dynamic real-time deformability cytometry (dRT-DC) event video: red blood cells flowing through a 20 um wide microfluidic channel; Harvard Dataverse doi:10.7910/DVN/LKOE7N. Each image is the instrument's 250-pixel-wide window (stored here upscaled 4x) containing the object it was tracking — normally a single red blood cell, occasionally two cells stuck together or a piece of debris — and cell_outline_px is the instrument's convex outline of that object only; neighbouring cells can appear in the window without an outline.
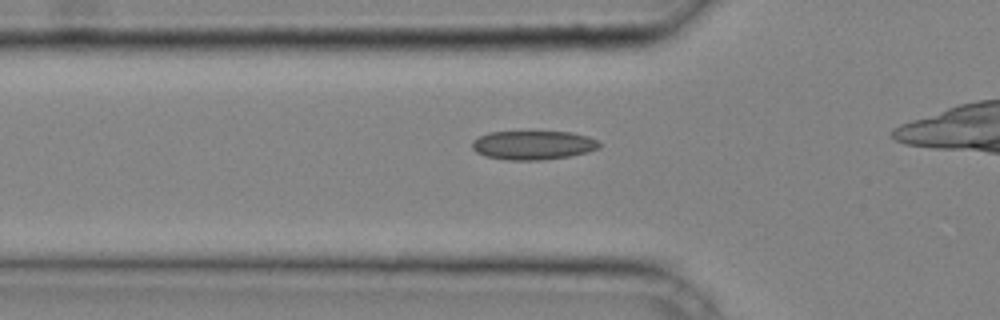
{"species": "common noctule bat (a hibernating species)", "species_latin": "Nyctalus noctula", "temperature_condition": "cold", "stored_images_in_passage": 32, "camera_frame_rate_fps": 3000, "um_per_image_px": 0.085, "animal": {"sex": "male", "body_mass_g": 20.4}, "frame": {"image": 1, "passage_image": 9, "time_ms": 2.667, "image_size_px": [1000, 320], "cell_outline_px": [[600, 148], [568, 156], [540, 160], [508, 160], [484, 156], [476, 152], [472, 148], [472, 140], [488, 132], [572, 132], [588, 136], [596, 140], [600, 144]], "centroid_in_image_um": [45.28, 12.33], "position_along_channel_um": 80.5, "area_um2": 21.33}}
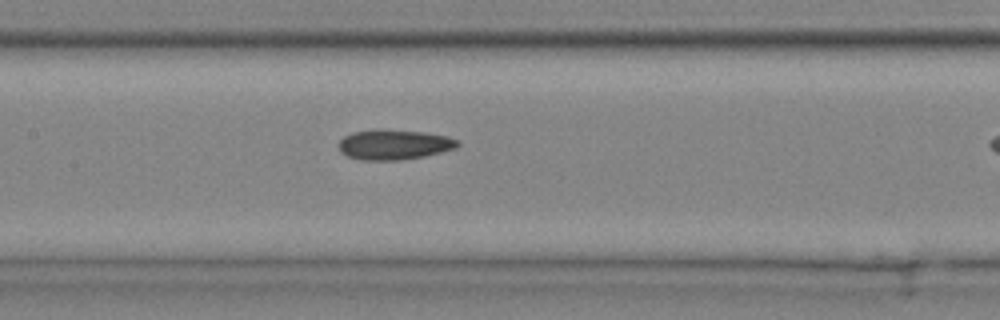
{"frame": {"image": 2, "passage_image": 15, "time_ms": 4.667, "image_size_px": [1000, 320], "cell_outline_px": [[460, 144], [456, 148], [424, 156], [404, 160], [360, 160], [348, 156], [340, 152], [336, 144], [344, 136], [352, 132], [424, 132], [448, 136], [460, 140]], "centroid_in_image_um": [33.51, 12.34], "position_along_channel_um": 173.9, "area_um2": 20.23}}
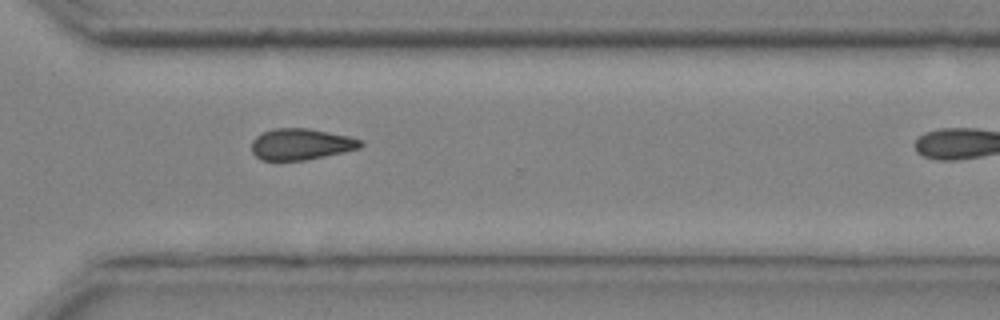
{"frame": {"image": 3, "passage_image": 26, "time_ms": 8.333, "image_size_px": [1000, 320], "cell_outline_px": [[364, 144], [360, 148], [344, 152], [308, 160], [260, 160], [252, 152], [252, 140], [256, 136], [264, 132], [276, 128], [308, 128], [348, 136], [364, 140]], "centroid_in_image_um": [25.61, 12.26], "position_along_channel_um": 345.0, "area_um2": 19.94}}